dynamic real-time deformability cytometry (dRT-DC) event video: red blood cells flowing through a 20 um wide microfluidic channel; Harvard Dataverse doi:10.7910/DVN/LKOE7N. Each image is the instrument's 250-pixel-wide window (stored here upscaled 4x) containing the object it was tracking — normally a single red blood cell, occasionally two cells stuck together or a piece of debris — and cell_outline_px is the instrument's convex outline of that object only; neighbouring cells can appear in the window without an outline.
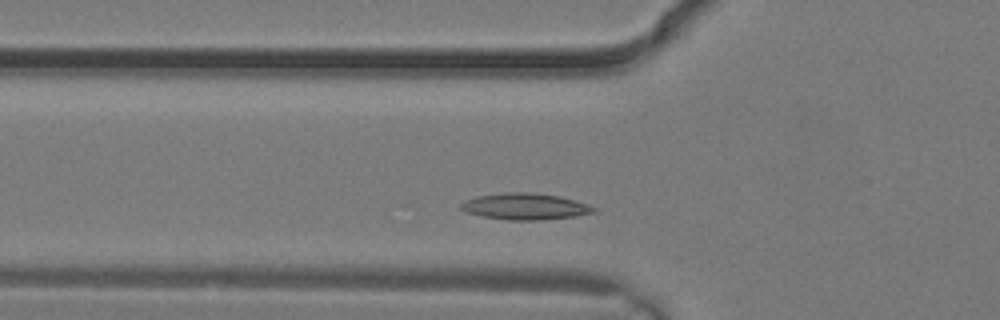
{"species": "common noctule bat (a hibernating species)", "species_latin": "Nyctalus noctula", "temperature_condition": "warm", "stored_images_in_passage": 4, "camera_frame_rate_fps": 3000, "um_per_image_px": 0.085, "animal": {"sex": "male", "body_mass_g": 19.2, "forearm_length_mm": 51.8}, "frame": {"image": 1, "passage_image": 4, "time_ms": 1.0, "image_size_px": [1000, 320], "cell_outline_px": [[596, 212], [576, 216], [544, 220], [508, 220], [480, 216], [464, 212], [460, 208], [460, 204], [464, 200], [476, 196], [504, 192], [528, 192], [560, 196], [576, 200], [588, 204], [596, 208]], "centroid_in_image_um": [44.61, 17.55], "position_along_channel_um": 81.2, "area_um2": 20.75}}